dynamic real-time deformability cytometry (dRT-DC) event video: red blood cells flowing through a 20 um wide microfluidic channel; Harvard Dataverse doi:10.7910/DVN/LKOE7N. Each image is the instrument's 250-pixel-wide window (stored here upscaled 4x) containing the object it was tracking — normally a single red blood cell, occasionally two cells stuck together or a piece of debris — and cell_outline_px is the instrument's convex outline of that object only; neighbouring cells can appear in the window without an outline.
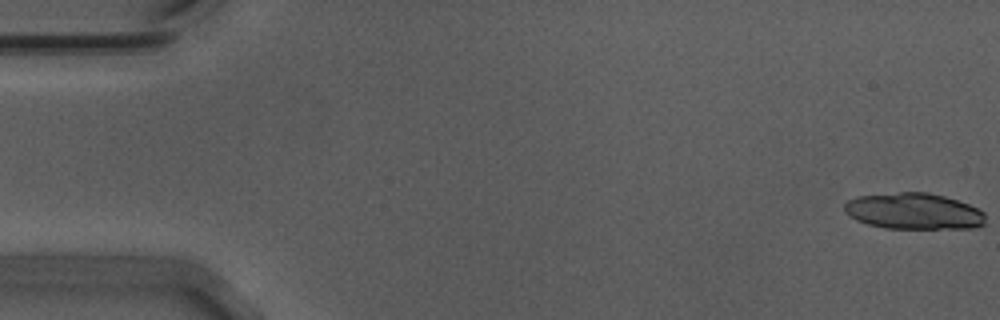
{"species": "Egyptian fruit bat (a non-hibernating species)", "species_latin": "Rousettus aegyptiacus", "temperature_condition": "warm", "stored_images_in_passage": 21, "camera_frame_rate_fps": 3000, "um_per_image_px": 0.085, "animal": {"sex": "male"}, "frame": {"image": 1, "passage_image": 1, "time_ms": 0.0, "image_size_px": [1000, 320], "cell_outline_px": [[984, 224], [976, 228], [884, 228], [868, 224], [856, 220], [848, 216], [844, 212], [844, 204], [848, 200], [860, 196], [900, 192], [928, 192], [944, 196], [968, 204], [984, 212]], "centroid_in_image_um": [77.65, 17.95], "position_along_channel_um": 7.4, "area_um2": 29.71}}